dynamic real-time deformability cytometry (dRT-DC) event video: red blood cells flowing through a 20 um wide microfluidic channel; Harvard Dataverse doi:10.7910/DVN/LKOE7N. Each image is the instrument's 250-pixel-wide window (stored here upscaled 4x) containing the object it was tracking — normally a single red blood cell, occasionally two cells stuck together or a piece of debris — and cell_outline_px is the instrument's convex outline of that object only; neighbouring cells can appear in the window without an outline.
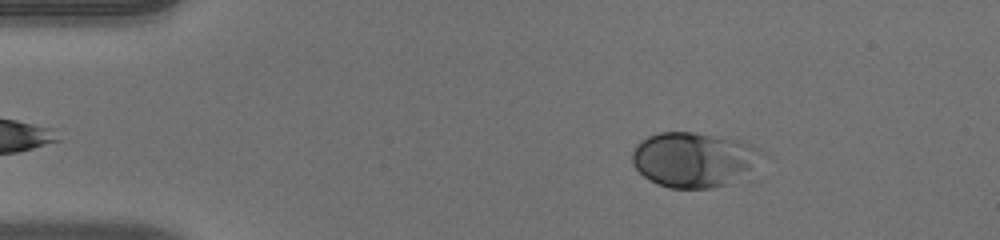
{"species": "human", "species_latin": "Homo sapiens", "temperature_condition": "warm", "stored_images_in_passage": 47, "camera_frame_rate_fps": 3000, "um_per_image_px": 0.085, "donor": {"sex": "male"}, "frame": {"image": 1, "passage_image": 4, "time_ms": 1.0, "image_size_px": [1000, 240], "cell_outline_px": [[764, 152], [748, 172], [728, 184], [712, 188], [668, 188], [644, 176], [632, 164], [632, 152], [636, 144], [640, 140], [648, 136], [660, 132], [692, 132], [736, 140], [760, 148]], "centroid_in_image_um": [58.92, 13.56], "position_along_channel_um": 26.1, "area_um2": 40.98}}
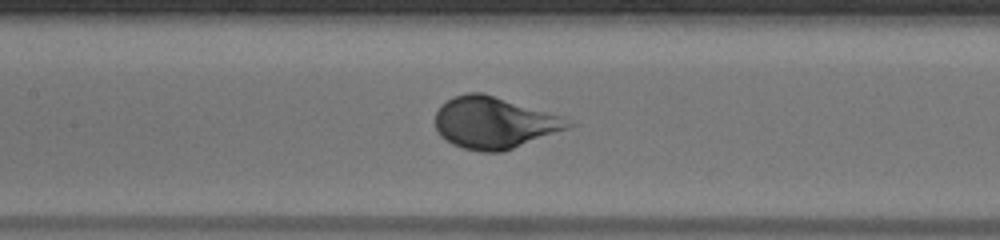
{"frame": {"image": 2, "passage_image": 20, "time_ms": 6.333, "image_size_px": [1000, 240], "cell_outline_px": [[576, 124], [568, 128], [504, 152], [480, 152], [464, 148], [452, 144], [440, 136], [436, 128], [436, 112], [440, 104], [452, 96], [468, 92], [484, 92], [560, 116]], "centroid_in_image_um": [41.96, 10.43], "position_along_channel_um": 165.4, "area_um2": 40.06}}
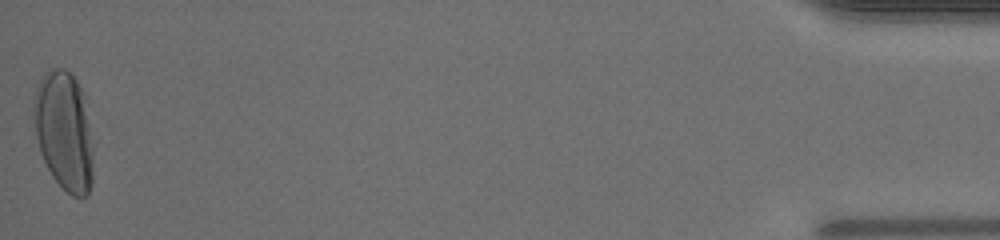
{"frame": {"image": 3, "passage_image": 47, "time_ms": 15.333, "image_size_px": [1000, 240], "cell_outline_px": [[92, 184], [88, 196], [72, 196], [52, 176], [40, 152], [36, 136], [32, 100], [36, 88], [40, 80], [52, 68], [64, 68], [76, 80], [84, 96], [92, 148]], "centroid_in_image_um": [5.43, 11.14], "position_along_channel_um": 429.8, "area_um2": 40.81}, "authors_computed_cell_mechanics": {"area_um2": 39.0728, "velocity_mm_per_s": 3.9842, "shape_relaxation_time_tau1_ms": 3.5482, "shape_relaxation_time_tau2_ms": null, "deformation_change_tau1": 0.1953, "deformation_change_tau2": null}}